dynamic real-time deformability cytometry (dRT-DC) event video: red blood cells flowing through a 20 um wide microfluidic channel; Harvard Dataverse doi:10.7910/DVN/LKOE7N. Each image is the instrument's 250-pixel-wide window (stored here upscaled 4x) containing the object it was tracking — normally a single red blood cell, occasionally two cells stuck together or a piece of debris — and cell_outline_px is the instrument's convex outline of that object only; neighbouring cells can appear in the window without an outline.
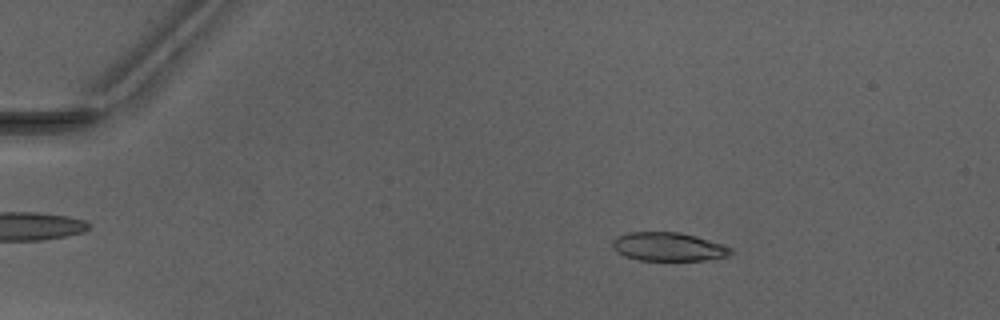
{"species": "Egyptian fruit bat (a non-hibernating species)", "species_latin": "Rousettus aegyptiacus", "temperature_condition": "warm", "stored_images_in_passage": 50, "camera_frame_rate_fps": 3000, "um_per_image_px": 0.085, "animal": {"sex": "male"}, "frame": {"image": 1, "passage_image": 9, "time_ms": 2.667, "image_size_px": [1000, 320], "cell_outline_px": [[732, 252], [728, 256], [704, 260], [640, 260], [624, 256], [616, 252], [612, 248], [612, 240], [616, 236], [628, 232], [676, 232], [696, 236], [724, 244], [732, 248]], "centroid_in_image_um": [56.78, 20.97], "position_along_channel_um": 28.2, "area_um2": 19.83}}
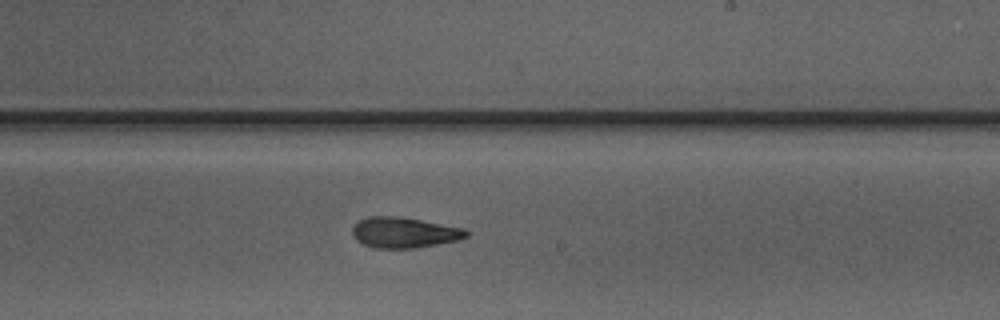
{"frame": {"image": 2, "passage_image": 31, "time_ms": 10.0, "image_size_px": [1000, 320], "cell_outline_px": [[468, 236], [460, 240], [416, 248], [372, 248], [356, 240], [352, 236], [352, 228], [360, 220], [368, 216], [396, 216], [420, 220], [464, 228], [468, 232]], "centroid_in_image_um": [34.34, 19.77], "position_along_channel_um": 254.7, "area_um2": 20.35}}
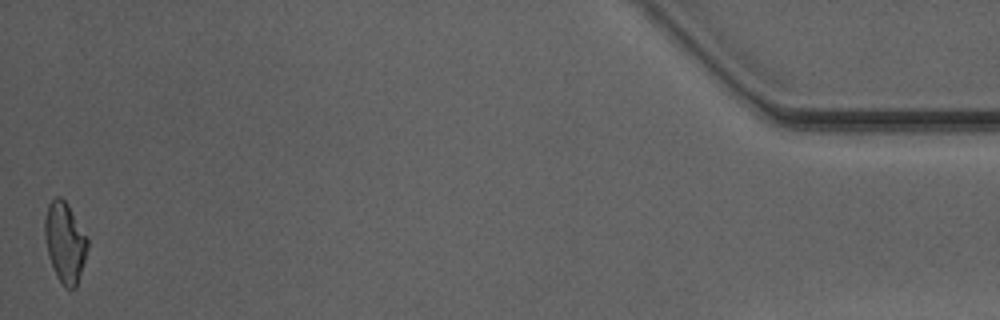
{"frame": {"image": 3, "passage_image": 50, "time_ms": 16.333, "image_size_px": [1000, 320], "cell_outline_px": [[88, 248], [76, 288], [64, 288], [56, 276], [48, 252], [44, 236], [44, 220], [48, 204], [56, 196], [60, 196], [68, 204], [88, 236]], "centroid_in_image_um": [5.53, 20.58], "position_along_channel_um": 429.7, "area_um2": 20.11}, "authors_computed_cell_mechanics": {"area_um2": 20.2878, "velocity_mm_per_s": 4.167, "shape_relaxation_time_tau1_ms": 4.5253, "shape_relaxation_time_tau2_ms": 2.802, "deformation_change_tau1": 0.1809, "deformation_change_tau2": 0.1255}}